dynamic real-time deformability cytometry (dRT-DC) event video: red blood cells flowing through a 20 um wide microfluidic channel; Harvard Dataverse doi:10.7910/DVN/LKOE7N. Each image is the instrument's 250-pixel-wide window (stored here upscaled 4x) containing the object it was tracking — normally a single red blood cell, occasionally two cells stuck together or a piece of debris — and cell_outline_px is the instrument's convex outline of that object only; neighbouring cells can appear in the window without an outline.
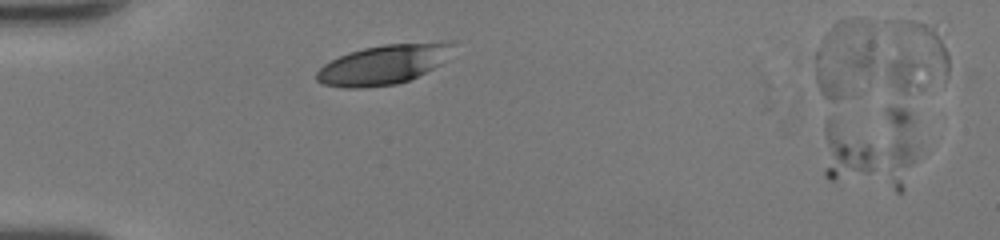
{"species": "human", "species_latin": "Homo sapiens", "temperature_condition": "room temperature", "stored_images_in_passage": 3, "segment_of_instrument_passage": [1, 2], "camera_frame_rate_fps": 3000, "um_per_image_px": 0.085, "donor": {"sex": "female"}, "frame": {"image": 1, "passage_image": 1, "time_ms": 0.0, "image_size_px": [1000, 240], "cell_outline_px": [[876, 156], [872, 168], [868, 172], [832, 180], [828, 180], [824, 176], [824, 124], [832, 116], [868, 144]], "centroid_in_image_um": [71.82, 12.93], "position_along_channel_um": 13.2, "area_um2": 16.3}}